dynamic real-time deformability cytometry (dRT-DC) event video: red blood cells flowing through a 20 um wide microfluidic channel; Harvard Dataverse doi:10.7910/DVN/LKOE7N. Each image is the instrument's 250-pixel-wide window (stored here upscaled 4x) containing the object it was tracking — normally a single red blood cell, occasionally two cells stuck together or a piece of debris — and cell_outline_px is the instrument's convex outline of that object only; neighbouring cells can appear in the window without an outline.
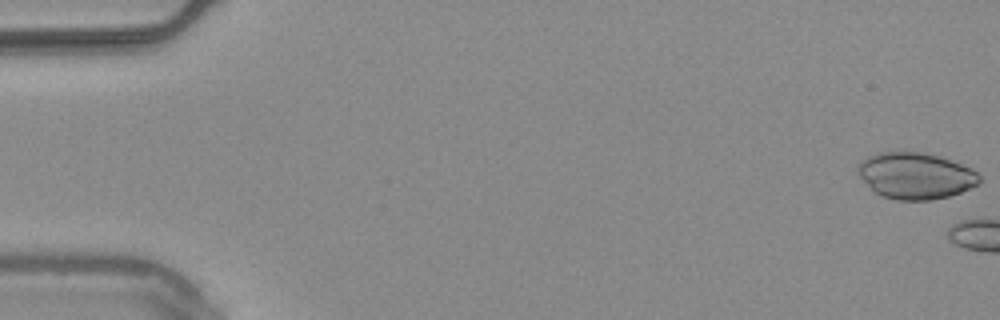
{"species": "common noctule bat (a hibernating species)", "species_latin": "Nyctalus noctula", "temperature_condition": "warm", "stored_images_in_passage": 5, "camera_frame_rate_fps": 3000, "um_per_image_px": 0.085, "animal": {"sex": "male", "body_mass_g": 20.4}, "frame": {"image": 1, "passage_image": 1, "time_ms": 0.0, "image_size_px": [1000, 320], "cell_outline_px": [[980, 184], [960, 192], [948, 196], [932, 200], [896, 200], [880, 196], [856, 172], [856, 164], [868, 156], [880, 152], [924, 152], [940, 156], [972, 168], [980, 176]], "centroid_in_image_um": [77.82, 14.93], "position_along_channel_um": 7.2, "area_um2": 32.95}}